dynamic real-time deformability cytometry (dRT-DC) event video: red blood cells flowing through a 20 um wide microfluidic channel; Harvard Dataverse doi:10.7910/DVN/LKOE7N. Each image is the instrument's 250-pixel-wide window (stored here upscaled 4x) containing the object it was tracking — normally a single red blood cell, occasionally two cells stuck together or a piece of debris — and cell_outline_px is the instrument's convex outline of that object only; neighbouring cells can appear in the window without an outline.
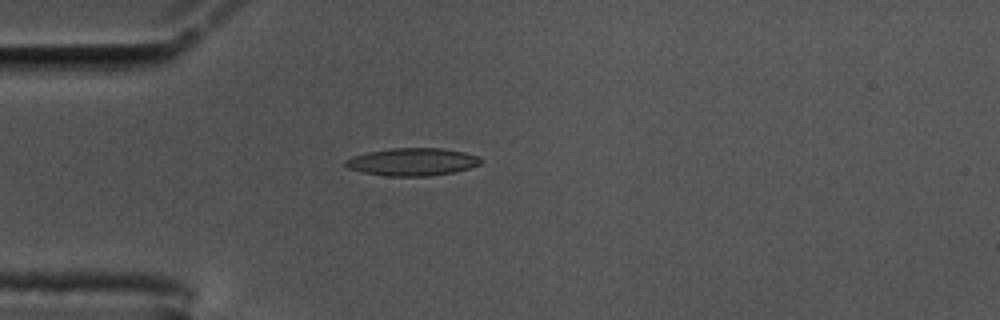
{"species": "common noctule bat (a hibernating species)", "species_latin": "Nyctalus noctula", "temperature_condition": "cold", "stored_images_in_passage": 43, "camera_frame_rate_fps": 3000, "um_per_image_px": 0.085, "animal": {"sex": "male", "body_mass_g": 17.5, "forearm_length_mm": 52.3}, "frame": {"image": 1, "passage_image": 1, "time_ms": 0.0, "image_size_px": [1000, 320], "cell_outline_px": [[480, 164], [468, 168], [452, 172], [428, 176], [388, 176], [364, 172], [348, 168], [344, 164], [344, 160], [352, 156], [368, 152], [392, 148], [444, 148], [464, 152], [480, 156]], "centroid_in_image_um": [35.04, 13.75], "position_along_channel_um": 50.0, "area_um2": 21.68}}
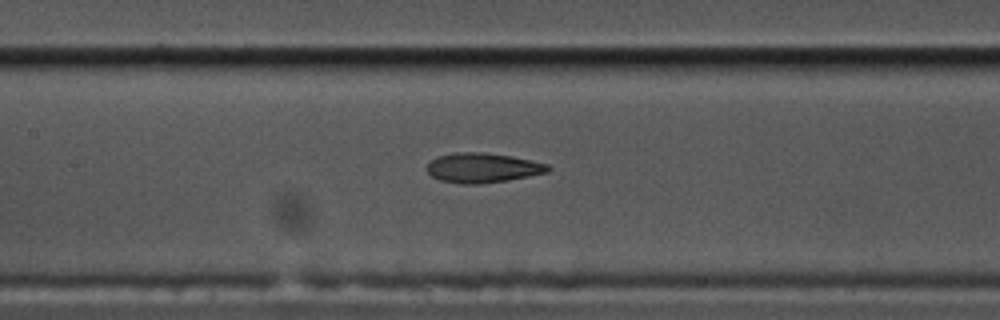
{"frame": {"image": 2, "passage_image": 12, "time_ms": 3.667, "image_size_px": [1000, 320], "cell_outline_px": [[552, 168], [548, 172], [508, 180], [480, 184], [464, 184], [440, 180], [432, 176], [424, 168], [432, 160], [440, 156], [456, 152], [484, 152], [508, 156], [548, 164]], "centroid_in_image_um": [41.01, 14.27], "position_along_channel_um": 166.4, "area_um2": 20.75}}
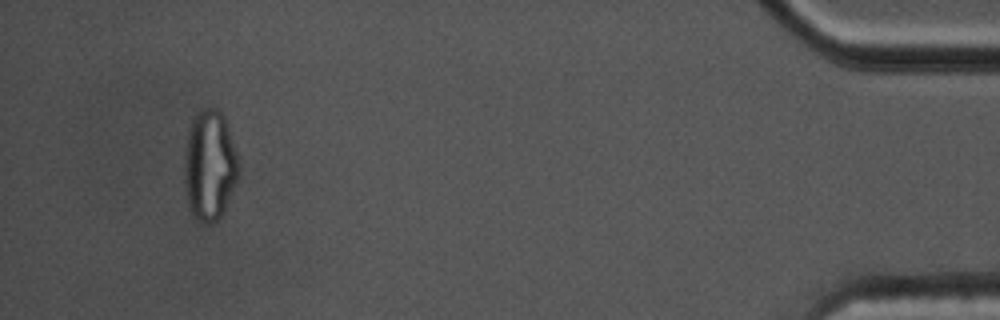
{"frame": {"image": 3, "passage_image": 40, "time_ms": 13.0, "image_size_px": [1000, 320], "cell_outline_px": [[240, 172], [224, 208], [220, 216], [212, 224], [200, 224], [196, 220], [188, 204], [184, 180], [184, 152], [188, 128], [196, 112], [204, 108], [216, 108], [224, 116], [240, 164]], "centroid_in_image_um": [17.8, 14.05], "position_along_channel_um": 417.4, "area_um2": 35.08}, "authors_computed_cell_mechanics": {"area_um2": 21.675, "velocity_mm_per_s": 3.4595, "shape_relaxation_time_tau1_ms": null, "shape_relaxation_time_tau2_ms": 2.6241, "deformation_change_tau1": null, "deformation_change_tau2": 0.0999}}